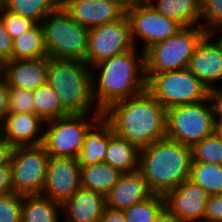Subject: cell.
I'll list each match as a JSON object with an SVG mask.
<instances>
[{
  "label": "cell",
  "mask_w": 222,
  "mask_h": 222,
  "mask_svg": "<svg viewBox=\"0 0 222 222\" xmlns=\"http://www.w3.org/2000/svg\"><path fill=\"white\" fill-rule=\"evenodd\" d=\"M191 162H206L222 165V141L211 134L191 147Z\"/></svg>",
  "instance_id": "cell-31"
},
{
  "label": "cell",
  "mask_w": 222,
  "mask_h": 222,
  "mask_svg": "<svg viewBox=\"0 0 222 222\" xmlns=\"http://www.w3.org/2000/svg\"><path fill=\"white\" fill-rule=\"evenodd\" d=\"M200 26L207 34L222 26V0L201 1Z\"/></svg>",
  "instance_id": "cell-32"
},
{
  "label": "cell",
  "mask_w": 222,
  "mask_h": 222,
  "mask_svg": "<svg viewBox=\"0 0 222 222\" xmlns=\"http://www.w3.org/2000/svg\"><path fill=\"white\" fill-rule=\"evenodd\" d=\"M34 114L44 122L71 114L61 103L57 93L47 84L40 85L34 91Z\"/></svg>",
  "instance_id": "cell-27"
},
{
  "label": "cell",
  "mask_w": 222,
  "mask_h": 222,
  "mask_svg": "<svg viewBox=\"0 0 222 222\" xmlns=\"http://www.w3.org/2000/svg\"><path fill=\"white\" fill-rule=\"evenodd\" d=\"M213 134H215L222 141V122L214 123Z\"/></svg>",
  "instance_id": "cell-45"
},
{
  "label": "cell",
  "mask_w": 222,
  "mask_h": 222,
  "mask_svg": "<svg viewBox=\"0 0 222 222\" xmlns=\"http://www.w3.org/2000/svg\"><path fill=\"white\" fill-rule=\"evenodd\" d=\"M203 222H222V195L208 197Z\"/></svg>",
  "instance_id": "cell-37"
},
{
  "label": "cell",
  "mask_w": 222,
  "mask_h": 222,
  "mask_svg": "<svg viewBox=\"0 0 222 222\" xmlns=\"http://www.w3.org/2000/svg\"><path fill=\"white\" fill-rule=\"evenodd\" d=\"M22 196L14 192L0 195V222H21Z\"/></svg>",
  "instance_id": "cell-34"
},
{
  "label": "cell",
  "mask_w": 222,
  "mask_h": 222,
  "mask_svg": "<svg viewBox=\"0 0 222 222\" xmlns=\"http://www.w3.org/2000/svg\"><path fill=\"white\" fill-rule=\"evenodd\" d=\"M209 194L191 180L164 195L165 211L180 222H203Z\"/></svg>",
  "instance_id": "cell-14"
},
{
  "label": "cell",
  "mask_w": 222,
  "mask_h": 222,
  "mask_svg": "<svg viewBox=\"0 0 222 222\" xmlns=\"http://www.w3.org/2000/svg\"><path fill=\"white\" fill-rule=\"evenodd\" d=\"M12 177L10 166H0V195L12 193Z\"/></svg>",
  "instance_id": "cell-39"
},
{
  "label": "cell",
  "mask_w": 222,
  "mask_h": 222,
  "mask_svg": "<svg viewBox=\"0 0 222 222\" xmlns=\"http://www.w3.org/2000/svg\"><path fill=\"white\" fill-rule=\"evenodd\" d=\"M61 5L62 0H8L5 9L40 23L49 12Z\"/></svg>",
  "instance_id": "cell-29"
},
{
  "label": "cell",
  "mask_w": 222,
  "mask_h": 222,
  "mask_svg": "<svg viewBox=\"0 0 222 222\" xmlns=\"http://www.w3.org/2000/svg\"><path fill=\"white\" fill-rule=\"evenodd\" d=\"M4 9H5V3L0 0V16H1V13L4 11Z\"/></svg>",
  "instance_id": "cell-47"
},
{
  "label": "cell",
  "mask_w": 222,
  "mask_h": 222,
  "mask_svg": "<svg viewBox=\"0 0 222 222\" xmlns=\"http://www.w3.org/2000/svg\"><path fill=\"white\" fill-rule=\"evenodd\" d=\"M40 24L49 58L86 60L89 29L73 20L62 5L49 12Z\"/></svg>",
  "instance_id": "cell-5"
},
{
  "label": "cell",
  "mask_w": 222,
  "mask_h": 222,
  "mask_svg": "<svg viewBox=\"0 0 222 222\" xmlns=\"http://www.w3.org/2000/svg\"><path fill=\"white\" fill-rule=\"evenodd\" d=\"M61 213L62 205L46 196L41 194L22 196L21 222H61Z\"/></svg>",
  "instance_id": "cell-24"
},
{
  "label": "cell",
  "mask_w": 222,
  "mask_h": 222,
  "mask_svg": "<svg viewBox=\"0 0 222 222\" xmlns=\"http://www.w3.org/2000/svg\"><path fill=\"white\" fill-rule=\"evenodd\" d=\"M201 26H185L171 37L150 46L145 52V72L162 73L188 68L191 57L206 35Z\"/></svg>",
  "instance_id": "cell-6"
},
{
  "label": "cell",
  "mask_w": 222,
  "mask_h": 222,
  "mask_svg": "<svg viewBox=\"0 0 222 222\" xmlns=\"http://www.w3.org/2000/svg\"><path fill=\"white\" fill-rule=\"evenodd\" d=\"M91 70L92 96L101 113L147 88L145 55L138 48L100 61Z\"/></svg>",
  "instance_id": "cell-1"
},
{
  "label": "cell",
  "mask_w": 222,
  "mask_h": 222,
  "mask_svg": "<svg viewBox=\"0 0 222 222\" xmlns=\"http://www.w3.org/2000/svg\"><path fill=\"white\" fill-rule=\"evenodd\" d=\"M105 206V196L80 187L62 204L64 218L61 220L62 222H99Z\"/></svg>",
  "instance_id": "cell-20"
},
{
  "label": "cell",
  "mask_w": 222,
  "mask_h": 222,
  "mask_svg": "<svg viewBox=\"0 0 222 222\" xmlns=\"http://www.w3.org/2000/svg\"><path fill=\"white\" fill-rule=\"evenodd\" d=\"M135 48L130 23L124 14L114 22L89 29L87 55L84 62L92 67L100 61L124 54Z\"/></svg>",
  "instance_id": "cell-12"
},
{
  "label": "cell",
  "mask_w": 222,
  "mask_h": 222,
  "mask_svg": "<svg viewBox=\"0 0 222 222\" xmlns=\"http://www.w3.org/2000/svg\"><path fill=\"white\" fill-rule=\"evenodd\" d=\"M104 1H108V2H125L127 5H129L131 2H133L132 0H104Z\"/></svg>",
  "instance_id": "cell-46"
},
{
  "label": "cell",
  "mask_w": 222,
  "mask_h": 222,
  "mask_svg": "<svg viewBox=\"0 0 222 222\" xmlns=\"http://www.w3.org/2000/svg\"><path fill=\"white\" fill-rule=\"evenodd\" d=\"M188 69L208 90L222 81V49L210 34L198 43Z\"/></svg>",
  "instance_id": "cell-17"
},
{
  "label": "cell",
  "mask_w": 222,
  "mask_h": 222,
  "mask_svg": "<svg viewBox=\"0 0 222 222\" xmlns=\"http://www.w3.org/2000/svg\"><path fill=\"white\" fill-rule=\"evenodd\" d=\"M14 147L0 135V166H10Z\"/></svg>",
  "instance_id": "cell-42"
},
{
  "label": "cell",
  "mask_w": 222,
  "mask_h": 222,
  "mask_svg": "<svg viewBox=\"0 0 222 222\" xmlns=\"http://www.w3.org/2000/svg\"><path fill=\"white\" fill-rule=\"evenodd\" d=\"M152 194L139 170L123 173L105 196L106 206L125 210L146 200Z\"/></svg>",
  "instance_id": "cell-19"
},
{
  "label": "cell",
  "mask_w": 222,
  "mask_h": 222,
  "mask_svg": "<svg viewBox=\"0 0 222 222\" xmlns=\"http://www.w3.org/2000/svg\"><path fill=\"white\" fill-rule=\"evenodd\" d=\"M3 74V64L0 62V79L2 78Z\"/></svg>",
  "instance_id": "cell-48"
},
{
  "label": "cell",
  "mask_w": 222,
  "mask_h": 222,
  "mask_svg": "<svg viewBox=\"0 0 222 222\" xmlns=\"http://www.w3.org/2000/svg\"><path fill=\"white\" fill-rule=\"evenodd\" d=\"M122 174L105 162L80 167L81 187L106 196Z\"/></svg>",
  "instance_id": "cell-25"
},
{
  "label": "cell",
  "mask_w": 222,
  "mask_h": 222,
  "mask_svg": "<svg viewBox=\"0 0 222 222\" xmlns=\"http://www.w3.org/2000/svg\"><path fill=\"white\" fill-rule=\"evenodd\" d=\"M48 161L49 155L42 144L14 147L10 164L13 192L19 195L41 194Z\"/></svg>",
  "instance_id": "cell-11"
},
{
  "label": "cell",
  "mask_w": 222,
  "mask_h": 222,
  "mask_svg": "<svg viewBox=\"0 0 222 222\" xmlns=\"http://www.w3.org/2000/svg\"><path fill=\"white\" fill-rule=\"evenodd\" d=\"M44 121L32 113H7L0 123V135L13 147L43 143Z\"/></svg>",
  "instance_id": "cell-16"
},
{
  "label": "cell",
  "mask_w": 222,
  "mask_h": 222,
  "mask_svg": "<svg viewBox=\"0 0 222 222\" xmlns=\"http://www.w3.org/2000/svg\"><path fill=\"white\" fill-rule=\"evenodd\" d=\"M140 149L115 133L110 137L104 162L121 173L139 170Z\"/></svg>",
  "instance_id": "cell-23"
},
{
  "label": "cell",
  "mask_w": 222,
  "mask_h": 222,
  "mask_svg": "<svg viewBox=\"0 0 222 222\" xmlns=\"http://www.w3.org/2000/svg\"><path fill=\"white\" fill-rule=\"evenodd\" d=\"M62 6L78 24L91 29L120 19L128 5L104 0H62Z\"/></svg>",
  "instance_id": "cell-15"
},
{
  "label": "cell",
  "mask_w": 222,
  "mask_h": 222,
  "mask_svg": "<svg viewBox=\"0 0 222 222\" xmlns=\"http://www.w3.org/2000/svg\"><path fill=\"white\" fill-rule=\"evenodd\" d=\"M146 78V90L166 109L207 99V87L188 68L146 73Z\"/></svg>",
  "instance_id": "cell-7"
},
{
  "label": "cell",
  "mask_w": 222,
  "mask_h": 222,
  "mask_svg": "<svg viewBox=\"0 0 222 222\" xmlns=\"http://www.w3.org/2000/svg\"><path fill=\"white\" fill-rule=\"evenodd\" d=\"M103 114H69L44 123L43 143L49 157L78 158L88 129Z\"/></svg>",
  "instance_id": "cell-8"
},
{
  "label": "cell",
  "mask_w": 222,
  "mask_h": 222,
  "mask_svg": "<svg viewBox=\"0 0 222 222\" xmlns=\"http://www.w3.org/2000/svg\"><path fill=\"white\" fill-rule=\"evenodd\" d=\"M191 147L168 137L140 149L139 171L153 194L165 195L189 179Z\"/></svg>",
  "instance_id": "cell-3"
},
{
  "label": "cell",
  "mask_w": 222,
  "mask_h": 222,
  "mask_svg": "<svg viewBox=\"0 0 222 222\" xmlns=\"http://www.w3.org/2000/svg\"><path fill=\"white\" fill-rule=\"evenodd\" d=\"M219 32V33H218ZM210 35L215 39L222 49V26L213 30ZM219 35V36H218Z\"/></svg>",
  "instance_id": "cell-44"
},
{
  "label": "cell",
  "mask_w": 222,
  "mask_h": 222,
  "mask_svg": "<svg viewBox=\"0 0 222 222\" xmlns=\"http://www.w3.org/2000/svg\"><path fill=\"white\" fill-rule=\"evenodd\" d=\"M13 39L8 34L2 18L0 17V62L11 60Z\"/></svg>",
  "instance_id": "cell-38"
},
{
  "label": "cell",
  "mask_w": 222,
  "mask_h": 222,
  "mask_svg": "<svg viewBox=\"0 0 222 222\" xmlns=\"http://www.w3.org/2000/svg\"><path fill=\"white\" fill-rule=\"evenodd\" d=\"M159 13L185 26H200L202 0H146Z\"/></svg>",
  "instance_id": "cell-22"
},
{
  "label": "cell",
  "mask_w": 222,
  "mask_h": 222,
  "mask_svg": "<svg viewBox=\"0 0 222 222\" xmlns=\"http://www.w3.org/2000/svg\"><path fill=\"white\" fill-rule=\"evenodd\" d=\"M34 97L31 90L9 87L8 113L34 114Z\"/></svg>",
  "instance_id": "cell-33"
},
{
  "label": "cell",
  "mask_w": 222,
  "mask_h": 222,
  "mask_svg": "<svg viewBox=\"0 0 222 222\" xmlns=\"http://www.w3.org/2000/svg\"><path fill=\"white\" fill-rule=\"evenodd\" d=\"M214 120L208 100L182 104L166 111V137L192 147L213 134Z\"/></svg>",
  "instance_id": "cell-9"
},
{
  "label": "cell",
  "mask_w": 222,
  "mask_h": 222,
  "mask_svg": "<svg viewBox=\"0 0 222 222\" xmlns=\"http://www.w3.org/2000/svg\"><path fill=\"white\" fill-rule=\"evenodd\" d=\"M47 84L71 114H103L92 96V70L84 61L49 58Z\"/></svg>",
  "instance_id": "cell-4"
},
{
  "label": "cell",
  "mask_w": 222,
  "mask_h": 222,
  "mask_svg": "<svg viewBox=\"0 0 222 222\" xmlns=\"http://www.w3.org/2000/svg\"><path fill=\"white\" fill-rule=\"evenodd\" d=\"M8 94L9 87L5 79L2 77L0 79V123L8 113Z\"/></svg>",
  "instance_id": "cell-41"
},
{
  "label": "cell",
  "mask_w": 222,
  "mask_h": 222,
  "mask_svg": "<svg viewBox=\"0 0 222 222\" xmlns=\"http://www.w3.org/2000/svg\"><path fill=\"white\" fill-rule=\"evenodd\" d=\"M0 17L2 18L6 30L12 39L23 34L35 24V22L29 18L22 17L7 9H4Z\"/></svg>",
  "instance_id": "cell-35"
},
{
  "label": "cell",
  "mask_w": 222,
  "mask_h": 222,
  "mask_svg": "<svg viewBox=\"0 0 222 222\" xmlns=\"http://www.w3.org/2000/svg\"><path fill=\"white\" fill-rule=\"evenodd\" d=\"M99 222H126L124 210L105 206Z\"/></svg>",
  "instance_id": "cell-40"
},
{
  "label": "cell",
  "mask_w": 222,
  "mask_h": 222,
  "mask_svg": "<svg viewBox=\"0 0 222 222\" xmlns=\"http://www.w3.org/2000/svg\"><path fill=\"white\" fill-rule=\"evenodd\" d=\"M166 111L145 90L112 104L103 116L117 136L142 149L166 137Z\"/></svg>",
  "instance_id": "cell-2"
},
{
  "label": "cell",
  "mask_w": 222,
  "mask_h": 222,
  "mask_svg": "<svg viewBox=\"0 0 222 222\" xmlns=\"http://www.w3.org/2000/svg\"><path fill=\"white\" fill-rule=\"evenodd\" d=\"M165 211L164 196L152 194L149 198L124 210L126 222H155Z\"/></svg>",
  "instance_id": "cell-30"
},
{
  "label": "cell",
  "mask_w": 222,
  "mask_h": 222,
  "mask_svg": "<svg viewBox=\"0 0 222 222\" xmlns=\"http://www.w3.org/2000/svg\"><path fill=\"white\" fill-rule=\"evenodd\" d=\"M125 14L130 23L134 45L136 48H139V42H142V47L139 49L142 48L143 52L150 46L176 34L183 28L179 22L159 13L146 0L131 2L127 6Z\"/></svg>",
  "instance_id": "cell-10"
},
{
  "label": "cell",
  "mask_w": 222,
  "mask_h": 222,
  "mask_svg": "<svg viewBox=\"0 0 222 222\" xmlns=\"http://www.w3.org/2000/svg\"><path fill=\"white\" fill-rule=\"evenodd\" d=\"M207 100L211 108L214 123L222 122V81L208 90Z\"/></svg>",
  "instance_id": "cell-36"
},
{
  "label": "cell",
  "mask_w": 222,
  "mask_h": 222,
  "mask_svg": "<svg viewBox=\"0 0 222 222\" xmlns=\"http://www.w3.org/2000/svg\"><path fill=\"white\" fill-rule=\"evenodd\" d=\"M189 180L199 185L209 196L222 195V165L191 162Z\"/></svg>",
  "instance_id": "cell-28"
},
{
  "label": "cell",
  "mask_w": 222,
  "mask_h": 222,
  "mask_svg": "<svg viewBox=\"0 0 222 222\" xmlns=\"http://www.w3.org/2000/svg\"><path fill=\"white\" fill-rule=\"evenodd\" d=\"M80 187V165L76 158L49 157L41 195L62 205Z\"/></svg>",
  "instance_id": "cell-13"
},
{
  "label": "cell",
  "mask_w": 222,
  "mask_h": 222,
  "mask_svg": "<svg viewBox=\"0 0 222 222\" xmlns=\"http://www.w3.org/2000/svg\"><path fill=\"white\" fill-rule=\"evenodd\" d=\"M49 57L31 60H8L3 63L2 77L8 87L34 91L47 83Z\"/></svg>",
  "instance_id": "cell-18"
},
{
  "label": "cell",
  "mask_w": 222,
  "mask_h": 222,
  "mask_svg": "<svg viewBox=\"0 0 222 222\" xmlns=\"http://www.w3.org/2000/svg\"><path fill=\"white\" fill-rule=\"evenodd\" d=\"M48 57L40 23L13 39L11 60H31Z\"/></svg>",
  "instance_id": "cell-26"
},
{
  "label": "cell",
  "mask_w": 222,
  "mask_h": 222,
  "mask_svg": "<svg viewBox=\"0 0 222 222\" xmlns=\"http://www.w3.org/2000/svg\"><path fill=\"white\" fill-rule=\"evenodd\" d=\"M114 134L110 122L102 115L87 131L77 158L80 167L104 162L110 137Z\"/></svg>",
  "instance_id": "cell-21"
},
{
  "label": "cell",
  "mask_w": 222,
  "mask_h": 222,
  "mask_svg": "<svg viewBox=\"0 0 222 222\" xmlns=\"http://www.w3.org/2000/svg\"><path fill=\"white\" fill-rule=\"evenodd\" d=\"M155 222H180L177 218L164 211Z\"/></svg>",
  "instance_id": "cell-43"
}]
</instances>
